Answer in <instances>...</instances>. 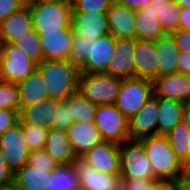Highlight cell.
<instances>
[{"label":"cell","instance_id":"obj_1","mask_svg":"<svg viewBox=\"0 0 190 190\" xmlns=\"http://www.w3.org/2000/svg\"><path fill=\"white\" fill-rule=\"evenodd\" d=\"M49 98L65 100L78 91L80 69L69 60H43L37 64Z\"/></svg>","mask_w":190,"mask_h":190},{"label":"cell","instance_id":"obj_2","mask_svg":"<svg viewBox=\"0 0 190 190\" xmlns=\"http://www.w3.org/2000/svg\"><path fill=\"white\" fill-rule=\"evenodd\" d=\"M139 141L143 144L156 178L176 181L180 172V161L171 149L167 137L154 135Z\"/></svg>","mask_w":190,"mask_h":190},{"label":"cell","instance_id":"obj_3","mask_svg":"<svg viewBox=\"0 0 190 190\" xmlns=\"http://www.w3.org/2000/svg\"><path fill=\"white\" fill-rule=\"evenodd\" d=\"M33 30L38 34L69 29L72 23L71 1H51L29 4Z\"/></svg>","mask_w":190,"mask_h":190},{"label":"cell","instance_id":"obj_4","mask_svg":"<svg viewBox=\"0 0 190 190\" xmlns=\"http://www.w3.org/2000/svg\"><path fill=\"white\" fill-rule=\"evenodd\" d=\"M122 78L108 73H80L78 91L95 105L114 104Z\"/></svg>","mask_w":190,"mask_h":190},{"label":"cell","instance_id":"obj_5","mask_svg":"<svg viewBox=\"0 0 190 190\" xmlns=\"http://www.w3.org/2000/svg\"><path fill=\"white\" fill-rule=\"evenodd\" d=\"M120 178L152 179L158 181L154 175L150 161L143 144L139 140H127L119 144Z\"/></svg>","mask_w":190,"mask_h":190},{"label":"cell","instance_id":"obj_6","mask_svg":"<svg viewBox=\"0 0 190 190\" xmlns=\"http://www.w3.org/2000/svg\"><path fill=\"white\" fill-rule=\"evenodd\" d=\"M152 96V81L136 77L123 79L114 105L129 120Z\"/></svg>","mask_w":190,"mask_h":190},{"label":"cell","instance_id":"obj_7","mask_svg":"<svg viewBox=\"0 0 190 190\" xmlns=\"http://www.w3.org/2000/svg\"><path fill=\"white\" fill-rule=\"evenodd\" d=\"M37 69V64L12 43H0V80L18 83Z\"/></svg>","mask_w":190,"mask_h":190},{"label":"cell","instance_id":"obj_8","mask_svg":"<svg viewBox=\"0 0 190 190\" xmlns=\"http://www.w3.org/2000/svg\"><path fill=\"white\" fill-rule=\"evenodd\" d=\"M94 123L103 141L121 144L130 140L129 120L114 104L98 105L95 111Z\"/></svg>","mask_w":190,"mask_h":190},{"label":"cell","instance_id":"obj_9","mask_svg":"<svg viewBox=\"0 0 190 190\" xmlns=\"http://www.w3.org/2000/svg\"><path fill=\"white\" fill-rule=\"evenodd\" d=\"M70 167L79 178L81 190H118L121 188L120 177L93 169L83 155L75 156L70 162Z\"/></svg>","mask_w":190,"mask_h":190},{"label":"cell","instance_id":"obj_10","mask_svg":"<svg viewBox=\"0 0 190 190\" xmlns=\"http://www.w3.org/2000/svg\"><path fill=\"white\" fill-rule=\"evenodd\" d=\"M0 149L5 157L6 165L13 173L28 163L31 151L27 147L19 122L0 135Z\"/></svg>","mask_w":190,"mask_h":190},{"label":"cell","instance_id":"obj_11","mask_svg":"<svg viewBox=\"0 0 190 190\" xmlns=\"http://www.w3.org/2000/svg\"><path fill=\"white\" fill-rule=\"evenodd\" d=\"M83 157L93 169L120 177L121 161L119 144L111 141H102L88 150Z\"/></svg>","mask_w":190,"mask_h":190},{"label":"cell","instance_id":"obj_12","mask_svg":"<svg viewBox=\"0 0 190 190\" xmlns=\"http://www.w3.org/2000/svg\"><path fill=\"white\" fill-rule=\"evenodd\" d=\"M116 38L111 34L90 41L89 56L79 67L80 73H107L110 60L113 58Z\"/></svg>","mask_w":190,"mask_h":190},{"label":"cell","instance_id":"obj_13","mask_svg":"<svg viewBox=\"0 0 190 190\" xmlns=\"http://www.w3.org/2000/svg\"><path fill=\"white\" fill-rule=\"evenodd\" d=\"M153 93L156 98L190 102V75L174 73L158 76L153 81Z\"/></svg>","mask_w":190,"mask_h":190},{"label":"cell","instance_id":"obj_14","mask_svg":"<svg viewBox=\"0 0 190 190\" xmlns=\"http://www.w3.org/2000/svg\"><path fill=\"white\" fill-rule=\"evenodd\" d=\"M158 116V98L152 96L139 112L129 119L130 139L140 140L147 136L157 135Z\"/></svg>","mask_w":190,"mask_h":190},{"label":"cell","instance_id":"obj_15","mask_svg":"<svg viewBox=\"0 0 190 190\" xmlns=\"http://www.w3.org/2000/svg\"><path fill=\"white\" fill-rule=\"evenodd\" d=\"M158 55L154 41L135 39L134 75L154 81L158 77Z\"/></svg>","mask_w":190,"mask_h":190},{"label":"cell","instance_id":"obj_16","mask_svg":"<svg viewBox=\"0 0 190 190\" xmlns=\"http://www.w3.org/2000/svg\"><path fill=\"white\" fill-rule=\"evenodd\" d=\"M71 26L74 34L92 41L110 34L106 13L72 12Z\"/></svg>","mask_w":190,"mask_h":190},{"label":"cell","instance_id":"obj_17","mask_svg":"<svg viewBox=\"0 0 190 190\" xmlns=\"http://www.w3.org/2000/svg\"><path fill=\"white\" fill-rule=\"evenodd\" d=\"M109 33L115 38L136 39L134 10L117 3L110 4L107 12Z\"/></svg>","mask_w":190,"mask_h":190},{"label":"cell","instance_id":"obj_18","mask_svg":"<svg viewBox=\"0 0 190 190\" xmlns=\"http://www.w3.org/2000/svg\"><path fill=\"white\" fill-rule=\"evenodd\" d=\"M44 60H69L74 32L69 29L39 34Z\"/></svg>","mask_w":190,"mask_h":190},{"label":"cell","instance_id":"obj_19","mask_svg":"<svg viewBox=\"0 0 190 190\" xmlns=\"http://www.w3.org/2000/svg\"><path fill=\"white\" fill-rule=\"evenodd\" d=\"M135 39L116 38L114 56L108 65V74L122 79L135 78L134 75Z\"/></svg>","mask_w":190,"mask_h":190},{"label":"cell","instance_id":"obj_20","mask_svg":"<svg viewBox=\"0 0 190 190\" xmlns=\"http://www.w3.org/2000/svg\"><path fill=\"white\" fill-rule=\"evenodd\" d=\"M33 30L29 4H25L0 23V43H13Z\"/></svg>","mask_w":190,"mask_h":190},{"label":"cell","instance_id":"obj_21","mask_svg":"<svg viewBox=\"0 0 190 190\" xmlns=\"http://www.w3.org/2000/svg\"><path fill=\"white\" fill-rule=\"evenodd\" d=\"M67 132L76 156L84 155L88 150L103 141L94 122H73Z\"/></svg>","mask_w":190,"mask_h":190},{"label":"cell","instance_id":"obj_22","mask_svg":"<svg viewBox=\"0 0 190 190\" xmlns=\"http://www.w3.org/2000/svg\"><path fill=\"white\" fill-rule=\"evenodd\" d=\"M60 165H70L76 156L70 143L68 132L49 128L47 140L43 148Z\"/></svg>","mask_w":190,"mask_h":190},{"label":"cell","instance_id":"obj_23","mask_svg":"<svg viewBox=\"0 0 190 190\" xmlns=\"http://www.w3.org/2000/svg\"><path fill=\"white\" fill-rule=\"evenodd\" d=\"M56 106L57 100L51 98L25 106L19 111V120L23 123L40 125L49 129L54 120Z\"/></svg>","mask_w":190,"mask_h":190},{"label":"cell","instance_id":"obj_24","mask_svg":"<svg viewBox=\"0 0 190 190\" xmlns=\"http://www.w3.org/2000/svg\"><path fill=\"white\" fill-rule=\"evenodd\" d=\"M19 89L20 110L39 101L49 98L47 88L43 82V76L36 69L24 80L17 83Z\"/></svg>","mask_w":190,"mask_h":190},{"label":"cell","instance_id":"obj_25","mask_svg":"<svg viewBox=\"0 0 190 190\" xmlns=\"http://www.w3.org/2000/svg\"><path fill=\"white\" fill-rule=\"evenodd\" d=\"M158 55V76L178 73V53L172 34H165L154 41Z\"/></svg>","mask_w":190,"mask_h":190},{"label":"cell","instance_id":"obj_26","mask_svg":"<svg viewBox=\"0 0 190 190\" xmlns=\"http://www.w3.org/2000/svg\"><path fill=\"white\" fill-rule=\"evenodd\" d=\"M184 105V102L177 100L158 98L157 135H166L182 121Z\"/></svg>","mask_w":190,"mask_h":190},{"label":"cell","instance_id":"obj_27","mask_svg":"<svg viewBox=\"0 0 190 190\" xmlns=\"http://www.w3.org/2000/svg\"><path fill=\"white\" fill-rule=\"evenodd\" d=\"M134 15L136 39L155 41L166 34L151 7L137 9Z\"/></svg>","mask_w":190,"mask_h":190},{"label":"cell","instance_id":"obj_28","mask_svg":"<svg viewBox=\"0 0 190 190\" xmlns=\"http://www.w3.org/2000/svg\"><path fill=\"white\" fill-rule=\"evenodd\" d=\"M52 173L27 163L14 173V182L19 190H46L44 184Z\"/></svg>","mask_w":190,"mask_h":190},{"label":"cell","instance_id":"obj_29","mask_svg":"<svg viewBox=\"0 0 190 190\" xmlns=\"http://www.w3.org/2000/svg\"><path fill=\"white\" fill-rule=\"evenodd\" d=\"M64 101L68 104L73 122H94L97 105L91 103L79 91L71 94Z\"/></svg>","mask_w":190,"mask_h":190},{"label":"cell","instance_id":"obj_30","mask_svg":"<svg viewBox=\"0 0 190 190\" xmlns=\"http://www.w3.org/2000/svg\"><path fill=\"white\" fill-rule=\"evenodd\" d=\"M147 7L153 9L154 15L159 19L165 33L171 34L179 29L181 7L176 3V0H171L160 5L150 3Z\"/></svg>","mask_w":190,"mask_h":190},{"label":"cell","instance_id":"obj_31","mask_svg":"<svg viewBox=\"0 0 190 190\" xmlns=\"http://www.w3.org/2000/svg\"><path fill=\"white\" fill-rule=\"evenodd\" d=\"M44 185L46 190H73L79 188V178L70 165H60Z\"/></svg>","mask_w":190,"mask_h":190},{"label":"cell","instance_id":"obj_32","mask_svg":"<svg viewBox=\"0 0 190 190\" xmlns=\"http://www.w3.org/2000/svg\"><path fill=\"white\" fill-rule=\"evenodd\" d=\"M165 136L179 161L190 153V132L182 122L178 123Z\"/></svg>","mask_w":190,"mask_h":190},{"label":"cell","instance_id":"obj_33","mask_svg":"<svg viewBox=\"0 0 190 190\" xmlns=\"http://www.w3.org/2000/svg\"><path fill=\"white\" fill-rule=\"evenodd\" d=\"M12 44L19 47L28 57L36 64L41 63L43 59V51L39 34L32 30L15 40Z\"/></svg>","mask_w":190,"mask_h":190},{"label":"cell","instance_id":"obj_34","mask_svg":"<svg viewBox=\"0 0 190 190\" xmlns=\"http://www.w3.org/2000/svg\"><path fill=\"white\" fill-rule=\"evenodd\" d=\"M18 122L21 124L28 149L34 151L44 148L49 129L40 125L23 123L20 120Z\"/></svg>","mask_w":190,"mask_h":190},{"label":"cell","instance_id":"obj_35","mask_svg":"<svg viewBox=\"0 0 190 190\" xmlns=\"http://www.w3.org/2000/svg\"><path fill=\"white\" fill-rule=\"evenodd\" d=\"M20 111L19 89L17 83L0 82V110Z\"/></svg>","mask_w":190,"mask_h":190},{"label":"cell","instance_id":"obj_36","mask_svg":"<svg viewBox=\"0 0 190 190\" xmlns=\"http://www.w3.org/2000/svg\"><path fill=\"white\" fill-rule=\"evenodd\" d=\"M90 39L74 34L69 54V61L78 68L86 61L89 56Z\"/></svg>","mask_w":190,"mask_h":190},{"label":"cell","instance_id":"obj_37","mask_svg":"<svg viewBox=\"0 0 190 190\" xmlns=\"http://www.w3.org/2000/svg\"><path fill=\"white\" fill-rule=\"evenodd\" d=\"M113 0H71L72 12L106 13Z\"/></svg>","mask_w":190,"mask_h":190},{"label":"cell","instance_id":"obj_38","mask_svg":"<svg viewBox=\"0 0 190 190\" xmlns=\"http://www.w3.org/2000/svg\"><path fill=\"white\" fill-rule=\"evenodd\" d=\"M28 164L49 172H53L58 167L57 163L43 148L30 152Z\"/></svg>","mask_w":190,"mask_h":190},{"label":"cell","instance_id":"obj_39","mask_svg":"<svg viewBox=\"0 0 190 190\" xmlns=\"http://www.w3.org/2000/svg\"><path fill=\"white\" fill-rule=\"evenodd\" d=\"M68 109V104L64 100H57V106L51 128L64 131L69 129L73 124V120Z\"/></svg>","mask_w":190,"mask_h":190},{"label":"cell","instance_id":"obj_40","mask_svg":"<svg viewBox=\"0 0 190 190\" xmlns=\"http://www.w3.org/2000/svg\"><path fill=\"white\" fill-rule=\"evenodd\" d=\"M19 121V111L12 109L0 110V135L5 133L9 128L16 125Z\"/></svg>","mask_w":190,"mask_h":190},{"label":"cell","instance_id":"obj_41","mask_svg":"<svg viewBox=\"0 0 190 190\" xmlns=\"http://www.w3.org/2000/svg\"><path fill=\"white\" fill-rule=\"evenodd\" d=\"M153 182L152 179L120 178L122 190H149Z\"/></svg>","mask_w":190,"mask_h":190},{"label":"cell","instance_id":"obj_42","mask_svg":"<svg viewBox=\"0 0 190 190\" xmlns=\"http://www.w3.org/2000/svg\"><path fill=\"white\" fill-rule=\"evenodd\" d=\"M25 4V0H0V23Z\"/></svg>","mask_w":190,"mask_h":190},{"label":"cell","instance_id":"obj_43","mask_svg":"<svg viewBox=\"0 0 190 190\" xmlns=\"http://www.w3.org/2000/svg\"><path fill=\"white\" fill-rule=\"evenodd\" d=\"M171 34L179 51L190 52V31L178 29Z\"/></svg>","mask_w":190,"mask_h":190},{"label":"cell","instance_id":"obj_44","mask_svg":"<svg viewBox=\"0 0 190 190\" xmlns=\"http://www.w3.org/2000/svg\"><path fill=\"white\" fill-rule=\"evenodd\" d=\"M176 182L178 185H190V153L180 161V172Z\"/></svg>","mask_w":190,"mask_h":190},{"label":"cell","instance_id":"obj_45","mask_svg":"<svg viewBox=\"0 0 190 190\" xmlns=\"http://www.w3.org/2000/svg\"><path fill=\"white\" fill-rule=\"evenodd\" d=\"M14 181V173L6 165L5 157L0 149V185L8 184Z\"/></svg>","mask_w":190,"mask_h":190},{"label":"cell","instance_id":"obj_46","mask_svg":"<svg viewBox=\"0 0 190 190\" xmlns=\"http://www.w3.org/2000/svg\"><path fill=\"white\" fill-rule=\"evenodd\" d=\"M178 73L190 75V52L179 51Z\"/></svg>","mask_w":190,"mask_h":190},{"label":"cell","instance_id":"obj_47","mask_svg":"<svg viewBox=\"0 0 190 190\" xmlns=\"http://www.w3.org/2000/svg\"><path fill=\"white\" fill-rule=\"evenodd\" d=\"M115 1L134 11L137 9L146 8L151 3L150 0H115Z\"/></svg>","mask_w":190,"mask_h":190},{"label":"cell","instance_id":"obj_48","mask_svg":"<svg viewBox=\"0 0 190 190\" xmlns=\"http://www.w3.org/2000/svg\"><path fill=\"white\" fill-rule=\"evenodd\" d=\"M178 184L172 180L154 181L149 190H177Z\"/></svg>","mask_w":190,"mask_h":190},{"label":"cell","instance_id":"obj_49","mask_svg":"<svg viewBox=\"0 0 190 190\" xmlns=\"http://www.w3.org/2000/svg\"><path fill=\"white\" fill-rule=\"evenodd\" d=\"M179 29L190 31V8H181Z\"/></svg>","mask_w":190,"mask_h":190},{"label":"cell","instance_id":"obj_50","mask_svg":"<svg viewBox=\"0 0 190 190\" xmlns=\"http://www.w3.org/2000/svg\"><path fill=\"white\" fill-rule=\"evenodd\" d=\"M181 122L190 132V102H185Z\"/></svg>","mask_w":190,"mask_h":190},{"label":"cell","instance_id":"obj_51","mask_svg":"<svg viewBox=\"0 0 190 190\" xmlns=\"http://www.w3.org/2000/svg\"><path fill=\"white\" fill-rule=\"evenodd\" d=\"M0 190H19L16 183L13 181L8 184L0 185Z\"/></svg>","mask_w":190,"mask_h":190},{"label":"cell","instance_id":"obj_52","mask_svg":"<svg viewBox=\"0 0 190 190\" xmlns=\"http://www.w3.org/2000/svg\"><path fill=\"white\" fill-rule=\"evenodd\" d=\"M176 3L181 8H190V0H176Z\"/></svg>","mask_w":190,"mask_h":190},{"label":"cell","instance_id":"obj_53","mask_svg":"<svg viewBox=\"0 0 190 190\" xmlns=\"http://www.w3.org/2000/svg\"><path fill=\"white\" fill-rule=\"evenodd\" d=\"M51 1H71V0H25L26 4H34L41 2H51Z\"/></svg>","mask_w":190,"mask_h":190},{"label":"cell","instance_id":"obj_54","mask_svg":"<svg viewBox=\"0 0 190 190\" xmlns=\"http://www.w3.org/2000/svg\"><path fill=\"white\" fill-rule=\"evenodd\" d=\"M150 1H151V3H153V4H158V5H160V4H162V3L169 2V1H171V0H150Z\"/></svg>","mask_w":190,"mask_h":190},{"label":"cell","instance_id":"obj_55","mask_svg":"<svg viewBox=\"0 0 190 190\" xmlns=\"http://www.w3.org/2000/svg\"><path fill=\"white\" fill-rule=\"evenodd\" d=\"M177 190H190V185H178Z\"/></svg>","mask_w":190,"mask_h":190}]
</instances>
